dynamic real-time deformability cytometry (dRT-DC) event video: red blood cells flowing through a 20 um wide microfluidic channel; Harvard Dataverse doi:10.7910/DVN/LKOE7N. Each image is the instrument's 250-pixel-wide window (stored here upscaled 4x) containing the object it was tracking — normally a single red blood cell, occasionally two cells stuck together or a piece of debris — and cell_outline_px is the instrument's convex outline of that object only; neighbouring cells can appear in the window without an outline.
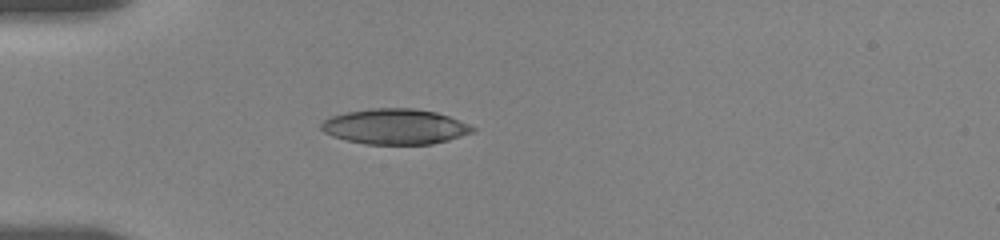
{"species": "human", "species_latin": "Homo sapiens", "temperature_condition": "room temperature", "stored_images_in_passage": 13, "camera_frame_rate_fps": 3000, "um_per_image_px": 0.085, "donor": {"sex": "female"}, "frame": {"image": 1, "passage_image": 1, "time_ms": 0.0, "image_size_px": [1000, 240], "cell_outline_px": [[476, 132], [448, 140], [432, 144], [364, 144], [332, 136], [324, 132], [320, 128], [320, 124], [324, 120], [332, 116], [348, 112], [372, 108], [412, 108], [436, 112], [448, 116], [468, 124], [476, 128]], "centroid_in_image_um": [33.6, 10.76], "position_along_channel_um": 51.4, "area_um2": 31.15}}
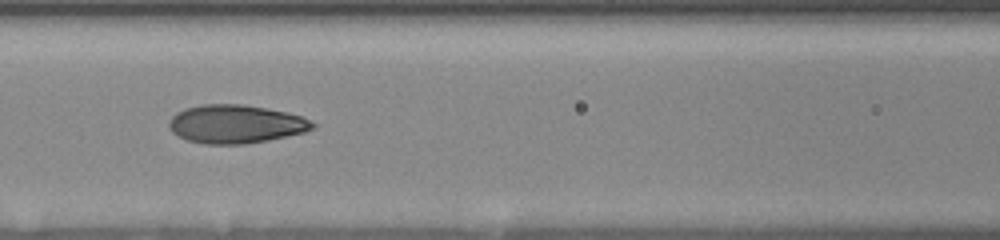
{"frame": {"image": 2, "passage_image": 8, "time_ms": 3.0, "image_size_px": [1000, 240], "cell_outline_px": [[316, 128], [304, 132], [268, 140], [244, 144], [204, 144], [188, 140], [172, 132], [168, 128], [168, 120], [176, 112], [184, 108], [200, 104], [244, 104], [284, 112], [300, 116], [316, 124]], "centroid_in_image_um": [19.99, 10.54], "position_along_channel_um": 146.6, "area_um2": 32.14}}
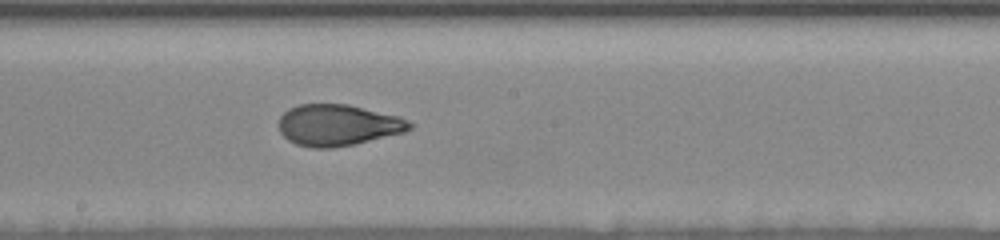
{"frame": {"image": 3, "passage_image": 13, "time_ms": 5.0, "image_size_px": [1000, 240], "cell_outline_px": [[416, 124], [412, 128], [404, 132], [356, 144], [332, 148], [312, 148], [296, 144], [288, 140], [280, 132], [280, 116], [288, 108], [300, 104], [348, 104], [400, 116]], "centroid_in_image_um": [28.76, 10.63], "position_along_channel_um": 219.4, "area_um2": 31.73}}